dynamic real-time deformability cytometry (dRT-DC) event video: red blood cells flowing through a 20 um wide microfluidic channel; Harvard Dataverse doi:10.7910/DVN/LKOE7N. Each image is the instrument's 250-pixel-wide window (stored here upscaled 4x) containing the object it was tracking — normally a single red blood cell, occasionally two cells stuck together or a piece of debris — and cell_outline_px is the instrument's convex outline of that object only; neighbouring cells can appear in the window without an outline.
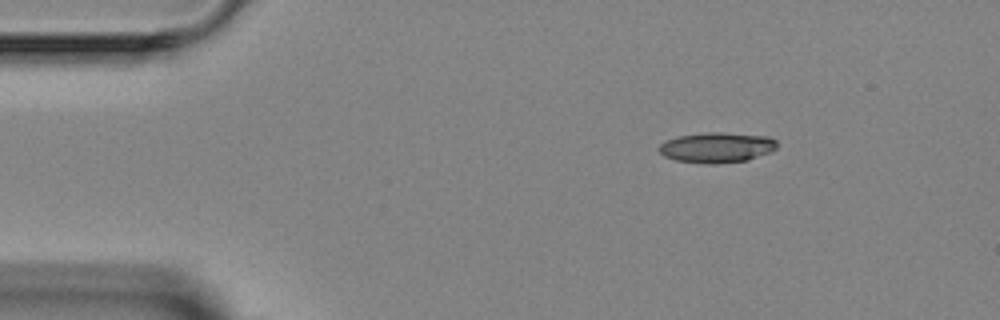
{"species": "Egyptian fruit bat (a non-hibernating species)", "species_latin": "Rousettus aegyptiacus", "temperature_condition": "room temperature", "stored_images_in_passage": 2, "camera_frame_rate_fps": 3000, "um_per_image_px": 0.085, "animal": {"sex": "female"}, "frame": {"image": 1, "passage_image": 1, "time_ms": 0.0, "image_size_px": [1000, 320], "cell_outline_px": [[776, 148], [772, 152], [748, 160], [716, 164], [708, 164], [676, 160], [664, 156], [660, 152], [660, 144], [664, 140], [676, 136], [704, 132], [724, 132], [768, 136], [776, 140]], "centroid_in_image_um": [60.94, 12.53], "position_along_channel_um": 24.1, "area_um2": 21.1}}